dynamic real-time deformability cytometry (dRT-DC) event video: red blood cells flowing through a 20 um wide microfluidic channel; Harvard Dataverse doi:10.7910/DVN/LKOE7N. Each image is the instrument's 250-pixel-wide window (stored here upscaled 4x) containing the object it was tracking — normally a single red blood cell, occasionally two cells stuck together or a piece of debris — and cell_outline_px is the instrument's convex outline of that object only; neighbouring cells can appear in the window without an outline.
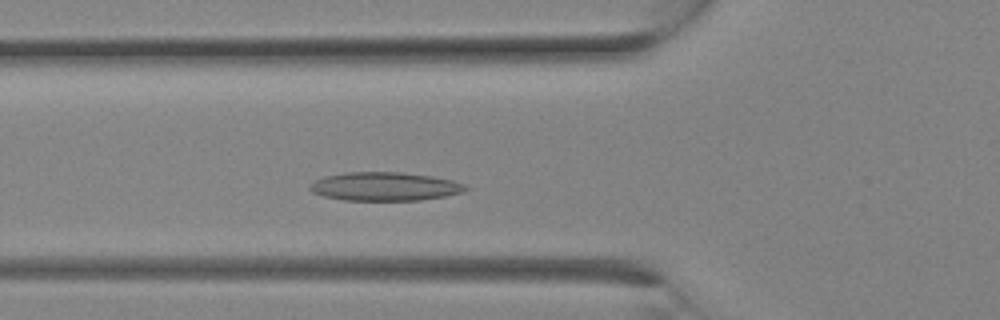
{"species": "Egyptian fruit bat (a non-hibernating species)", "species_latin": "Rousettus aegyptiacus", "temperature_condition": "room temperature", "stored_images_in_passage": 8, "camera_frame_rate_fps": 3000, "um_per_image_px": 0.085, "animal": {"sex": "female"}, "frame": {"image": 1, "passage_image": 6, "time_ms": 1.667, "image_size_px": [1000, 320], "cell_outline_px": [[468, 188], [464, 192], [444, 196], [420, 200], [344, 200], [324, 196], [312, 192], [308, 188], [308, 184], [324, 176], [344, 172], [400, 172], [432, 176], [452, 180], [464, 184]], "centroid_in_image_um": [32.68, 15.84], "position_along_channel_um": 93.1, "area_um2": 25.95}}
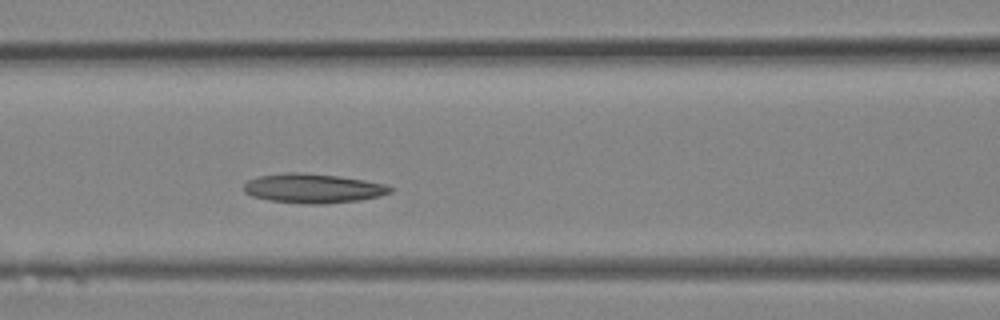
{"frame": {"image": 2, "passage_image": 8, "time_ms": 2.333, "image_size_px": [1000, 320], "cell_outline_px": [[396, 188], [392, 192], [380, 196], [360, 200], [324, 204], [304, 204], [268, 200], [252, 196], [244, 192], [244, 184], [248, 180], [260, 176], [284, 172], [300, 172], [340, 176], [364, 180], [384, 184]], "centroid_in_image_um": [26.63, 16.01], "position_along_channel_um": 140.0, "area_um2": 25.26}}